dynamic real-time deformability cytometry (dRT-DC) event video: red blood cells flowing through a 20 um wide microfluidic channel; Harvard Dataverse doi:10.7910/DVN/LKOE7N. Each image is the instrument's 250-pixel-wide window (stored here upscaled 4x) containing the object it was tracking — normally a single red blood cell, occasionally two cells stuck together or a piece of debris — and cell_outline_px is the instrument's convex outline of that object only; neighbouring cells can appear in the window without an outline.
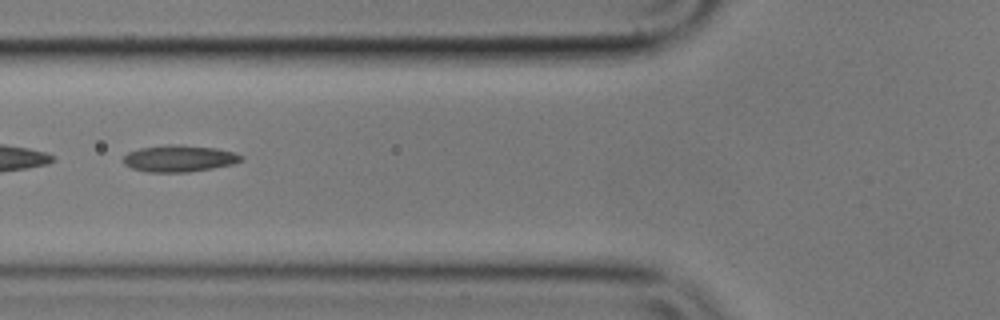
{"species": "common noctule bat (a hibernating species)", "species_latin": "Nyctalus noctula", "temperature_condition": "cold", "stored_images_in_passage": 39, "camera_frame_rate_fps": 3000, "um_per_image_px": 0.085, "animal": {"sex": "male", "body_mass_g": 17.9}, "frame": {"image": 1, "passage_image": 6, "time_ms": 1.667, "image_size_px": [1000, 320], "cell_outline_px": [[244, 160], [232, 164], [212, 168], [188, 172], [148, 172], [132, 168], [124, 164], [124, 156], [128, 152], [140, 148], [168, 144], [180, 144], [216, 148], [236, 152], [244, 156]], "centroid_in_image_um": [15.27, 13.46], "position_along_channel_um": 110.5, "area_um2": 18.44}}
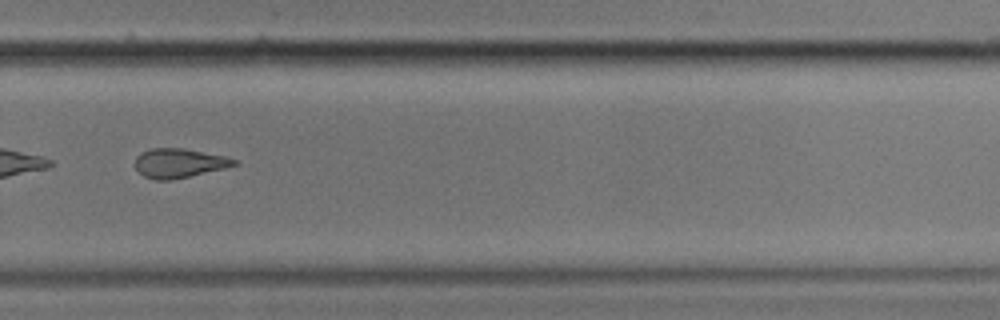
{"frame": {"image": 2, "passage_image": 23, "time_ms": 7.333, "image_size_px": [1000, 320], "cell_outline_px": [[236, 164], [224, 168], [172, 180], [156, 180], [144, 176], [136, 168], [136, 156], [140, 152], [152, 148], [184, 148], [228, 156], [236, 160]], "centroid_in_image_um": [15.21, 13.85], "position_along_channel_um": 314.6, "area_um2": 16.82}, "authors_computed_cell_mechanics": {"area_um2": 17.8024, "velocity_mm_per_s": 3.6041, "shape_relaxation_time_tau1_ms": null, "shape_relaxation_time_tau2_ms": 3.9921, "deformation_change_tau1": null, "deformation_change_tau2": 0.1339}}